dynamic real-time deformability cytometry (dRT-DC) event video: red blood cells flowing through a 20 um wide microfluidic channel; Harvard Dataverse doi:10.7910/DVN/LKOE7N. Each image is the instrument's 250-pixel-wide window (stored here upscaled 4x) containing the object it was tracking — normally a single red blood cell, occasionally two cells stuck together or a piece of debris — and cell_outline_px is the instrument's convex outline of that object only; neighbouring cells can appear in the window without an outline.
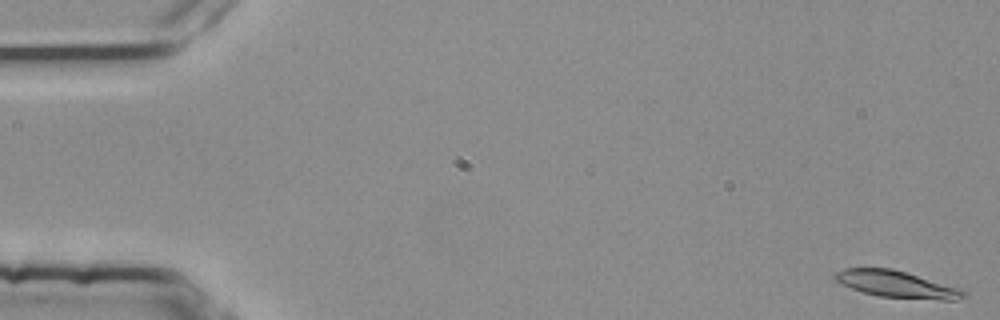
{"species": "common noctule bat (a hibernating species)", "species_latin": "Nyctalus noctula", "temperature_condition": "room temperature", "stored_images_in_passage": 52, "camera_frame_rate_fps": 3000, "um_per_image_px": 0.085, "animal": {"sex": "female", "body_mass_g": 25.1}, "frame": {"image": 1, "passage_image": 1, "time_ms": 0.0, "image_size_px": [1000, 320], "cell_outline_px": [[968, 296], [956, 300], [940, 300], [876, 296], [852, 288], [836, 280], [832, 276], [836, 272], [844, 268], [892, 268], [908, 272], [964, 288]], "centroid_in_image_um": [76.33, 24.16], "position_along_channel_um": 8.7, "area_um2": 20.4}}
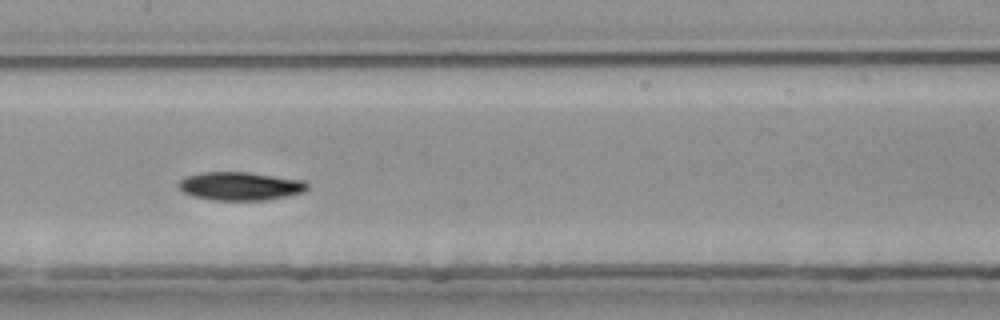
{"frame": {"image": 2, "passage_image": 27, "time_ms": 8.667, "image_size_px": [1000, 320], "cell_outline_px": [[308, 188], [304, 192], [264, 200], [216, 200], [196, 196], [184, 192], [176, 184], [184, 176], [200, 172], [248, 172], [304, 180], [308, 184]], "centroid_in_image_um": [20.41, 15.8], "position_along_channel_um": 187.0, "area_um2": 21.15}}
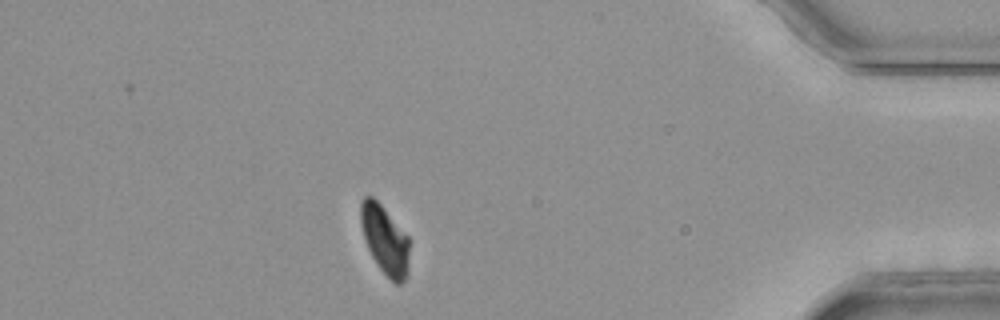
{"frame": {"image": 3, "passage_image": 48, "time_ms": 15.667, "image_size_px": [1000, 320], "cell_outline_px": [[408, 276], [400, 284], [396, 284], [376, 264], [368, 248], [364, 236], [360, 220], [360, 200], [364, 196], [372, 196], [380, 204], [408, 236]], "centroid_in_image_um": [32.7, 20.37], "position_along_channel_um": 402.5, "area_um2": 19.25}, "authors_computed_cell_mechanics": {"area_um2": 20.3456, "velocity_mm_per_s": 3.7494, "shape_relaxation_time_tau1_ms": 5.3356, "shape_relaxation_time_tau2_ms": 9.508, "deformation_change_tau1": 0.1639, "deformation_change_tau2": 0.0916}}